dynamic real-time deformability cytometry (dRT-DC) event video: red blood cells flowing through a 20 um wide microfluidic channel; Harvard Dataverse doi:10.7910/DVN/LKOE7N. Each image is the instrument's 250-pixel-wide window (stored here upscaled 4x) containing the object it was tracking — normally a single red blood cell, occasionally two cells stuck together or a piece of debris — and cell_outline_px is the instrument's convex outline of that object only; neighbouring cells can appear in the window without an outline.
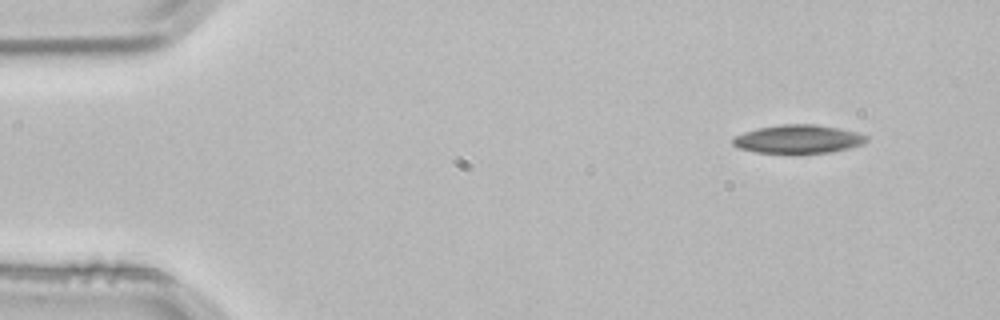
{"species": "common noctule bat (a hibernating species)", "species_latin": "Nyctalus noctula", "temperature_condition": "room temperature", "stored_images_in_passage": 3, "camera_frame_rate_fps": 3000, "um_per_image_px": 0.085, "animal": {"sex": "male", "body_mass_g": 21.5, "forearm_length_mm": 52.0}, "frame": {"image": 1, "passage_image": 1, "time_ms": 0.0, "image_size_px": [1000, 320], "cell_outline_px": [[868, 140], [864, 144], [832, 152], [792, 156], [756, 152], [736, 148], [732, 144], [732, 140], [736, 136], [744, 132], [756, 128], [780, 124], [816, 124], [840, 128], [856, 132], [868, 136]], "centroid_in_image_um": [67.83, 11.86], "position_along_channel_um": 17.2, "area_um2": 23.18}}